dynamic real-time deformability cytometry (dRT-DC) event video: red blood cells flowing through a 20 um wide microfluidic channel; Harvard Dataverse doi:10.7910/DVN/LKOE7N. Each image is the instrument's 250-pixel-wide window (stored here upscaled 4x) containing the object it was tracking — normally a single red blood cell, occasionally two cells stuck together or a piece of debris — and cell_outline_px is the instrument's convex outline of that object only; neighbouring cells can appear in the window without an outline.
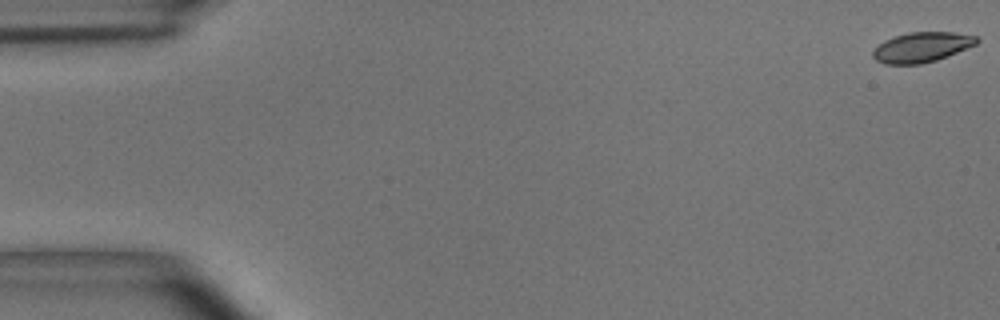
{"species": "common noctule bat (a hibernating species)", "species_latin": "Nyctalus noctula", "temperature_condition": "room temperature", "stored_images_in_passage": 55, "camera_frame_rate_fps": 3000, "um_per_image_px": 0.085, "animal": {"sex": "male", "body_mass_g": 15.6}, "frame": {"image": 1, "passage_image": 1, "time_ms": 0.0, "image_size_px": [1000, 320], "cell_outline_px": [[980, 40], [976, 44], [948, 56], [936, 60], [920, 64], [884, 64], [876, 60], [872, 56], [872, 52], [884, 40], [908, 32], [956, 32], [976, 36]], "centroid_in_image_um": [78.36, 4.01], "position_along_channel_um": 6.6, "area_um2": 18.09}}
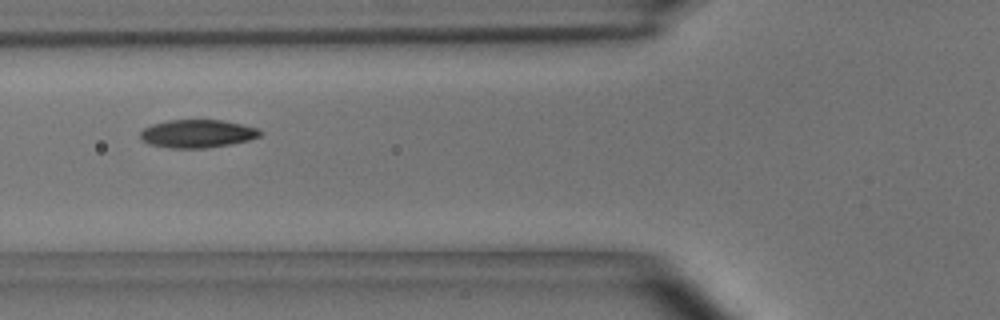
{"frame": {"image": 2, "passage_image": 21, "time_ms": 6.667, "image_size_px": [1000, 320], "cell_outline_px": [[264, 132], [260, 136], [248, 140], [228, 144], [204, 148], [168, 148], [148, 144], [140, 140], [140, 132], [144, 128], [152, 124], [168, 120], [220, 120], [260, 128]], "centroid_in_image_um": [16.75, 11.36], "position_along_channel_um": 109.0, "area_um2": 19.65}}
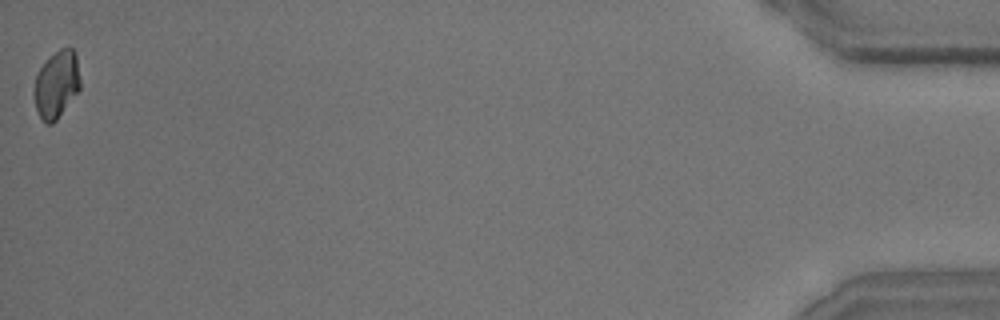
{"frame": {"image": 3, "passage_image": 55, "time_ms": 18.0, "image_size_px": [1000, 320], "cell_outline_px": [[80, 88], [56, 120], [52, 124], [48, 124], [40, 116], [36, 108], [32, 92], [36, 72], [48, 56], [60, 48], [72, 48], [76, 52], [80, 80]], "centroid_in_image_um": [4.78, 7.13], "position_along_channel_um": 430.4, "area_um2": 18.26}, "authors_computed_cell_mechanics": {"area_um2": 19.0162, "velocity_mm_per_s": 3.6507, "shape_relaxation_time_tau1_ms": 3.6252, "shape_relaxation_time_tau2_ms": 4.0826, "deformation_change_tau1": 0.1085, "deformation_change_tau2": 0.0748}}